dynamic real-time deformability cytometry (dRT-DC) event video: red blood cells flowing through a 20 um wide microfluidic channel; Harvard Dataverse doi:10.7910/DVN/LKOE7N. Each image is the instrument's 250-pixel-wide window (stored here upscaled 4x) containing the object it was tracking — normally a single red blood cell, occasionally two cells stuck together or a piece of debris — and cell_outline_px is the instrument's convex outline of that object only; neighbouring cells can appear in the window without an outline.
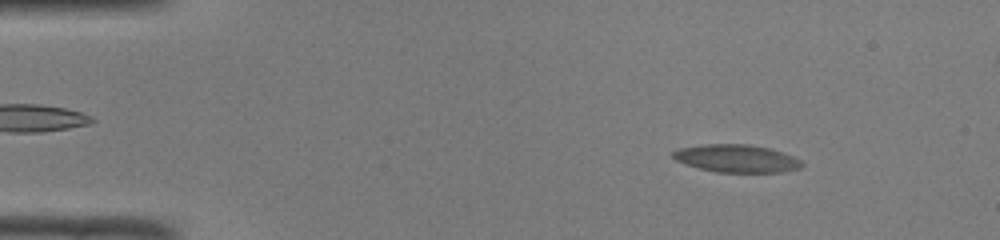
{"species": "common noctule bat (a hibernating species)", "species_latin": "Nyctalus noctula", "temperature_condition": "room temperature", "stored_images_in_passage": 54, "camera_frame_rate_fps": 3000, "um_per_image_px": 0.085, "animal": {"sex": "male", "body_mass_g": 19.0, "forearm_length_mm": 50.8}, "frame": {"image": 1, "passage_image": 7, "time_ms": 2.0, "image_size_px": [1000, 240], "cell_outline_px": [[804, 164], [800, 168], [780, 172], [716, 172], [700, 168], [676, 160], [672, 156], [672, 152], [680, 148], [704, 144], [748, 144], [768, 148], [792, 156], [800, 160]], "centroid_in_image_um": [62.6, 13.47], "position_along_channel_um": 22.4, "area_um2": 20.52}}
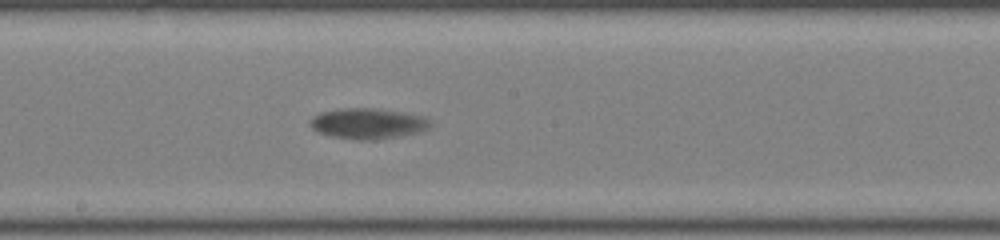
{"frame": {"image": 2, "passage_image": 29, "time_ms": 9.333, "image_size_px": [1000, 240], "cell_outline_px": [[432, 124], [428, 128], [420, 132], [400, 136], [372, 140], [356, 140], [332, 136], [316, 132], [312, 128], [308, 120], [312, 116], [320, 112], [340, 108], [372, 108], [400, 112], [424, 116], [432, 120]], "centroid_in_image_um": [31.25, 10.5], "position_along_channel_um": 217.0, "area_um2": 21.68}}
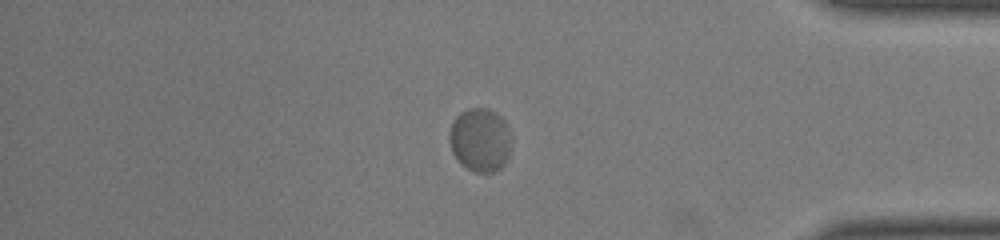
{"frame": {"image": 3, "passage_image": 45, "time_ms": 14.667, "image_size_px": [1000, 240], "cell_outline_px": [[512, 148], [504, 164], [496, 172], [476, 172], [468, 168], [452, 152], [448, 140], [448, 132], [456, 116], [460, 112], [468, 108], [488, 108], [496, 112], [508, 124], [512, 136]], "centroid_in_image_um": [40.85, 11.86], "position_along_channel_um": 394.3, "area_um2": 23.35}, "authors_computed_cell_mechanics": {"area_um2": 21.0681, "velocity_mm_per_s": 3.8127, "shape_relaxation_time_tau1_ms": 4.7803, "shape_relaxation_time_tau2_ms": null, "deformation_change_tau1": 0.14, "deformation_change_tau2": null}}